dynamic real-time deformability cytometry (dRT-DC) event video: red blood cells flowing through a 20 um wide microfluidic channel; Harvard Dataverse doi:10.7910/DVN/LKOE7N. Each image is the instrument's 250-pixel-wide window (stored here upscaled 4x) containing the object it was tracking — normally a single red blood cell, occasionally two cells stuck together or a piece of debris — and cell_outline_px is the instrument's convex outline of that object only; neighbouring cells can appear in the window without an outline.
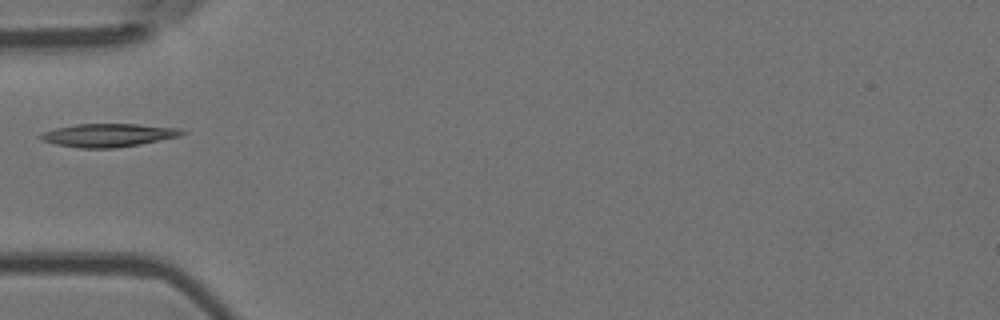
{"species": "Egyptian fruit bat (a non-hibernating species)", "species_latin": "Rousettus aegyptiacus", "temperature_condition": "room temperature", "stored_images_in_passage": 7, "camera_frame_rate_fps": 3000, "um_per_image_px": 0.085, "animal": {"sex": "female"}, "frame": {"image": 1, "passage_image": 5, "time_ms": 1.333, "image_size_px": [1000, 320], "cell_outline_px": [[184, 132], [180, 136], [140, 144], [116, 148], [80, 148], [56, 144], [40, 140], [36, 136], [44, 132], [56, 128], [76, 124], [136, 124], [180, 128]], "centroid_in_image_um": [9.16, 11.49], "position_along_channel_um": 75.8, "area_um2": 19.07}}
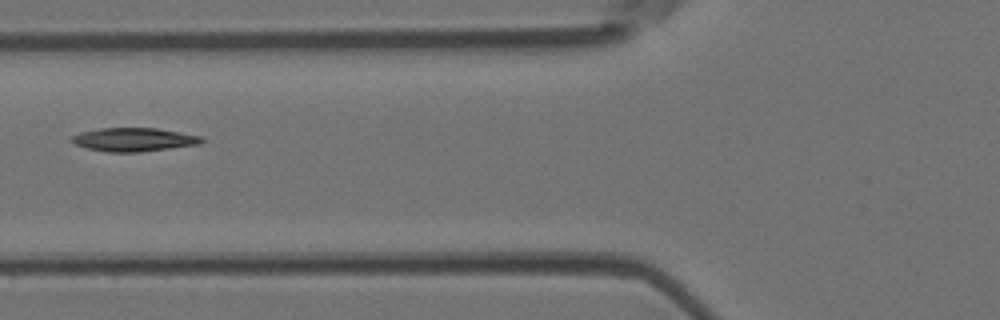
{"frame": {"image": 2, "passage_image": 6, "time_ms": 1.667, "image_size_px": [1000, 320], "cell_outline_px": [[204, 140], [200, 144], [140, 152], [108, 152], [88, 148], [76, 144], [72, 140], [72, 136], [80, 132], [100, 128], [156, 128], [200, 136]], "centroid_in_image_um": [11.38, 11.86], "position_along_channel_um": 114.4, "area_um2": 17.57}}
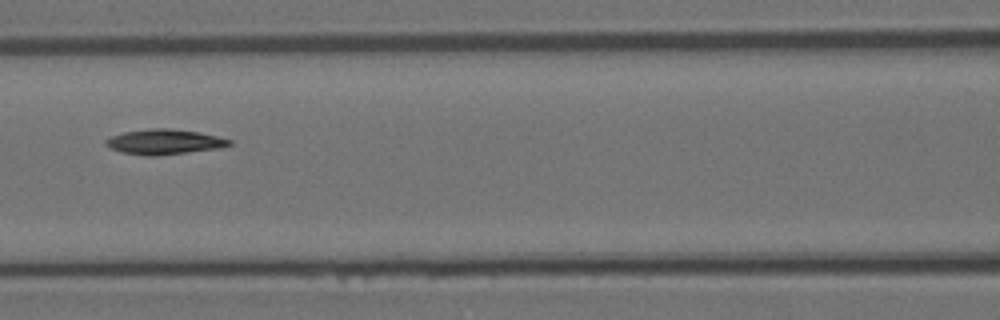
{"frame": {"image": 3, "passage_image": 7, "time_ms": 2.0, "image_size_px": [1000, 320], "cell_outline_px": [[232, 144], [220, 148], [156, 156], [148, 156], [120, 152], [104, 144], [104, 140], [108, 136], [124, 132], [152, 128], [168, 128], [196, 132], [216, 136], [232, 140]], "centroid_in_image_um": [13.92, 12.06], "position_along_channel_um": 152.7, "area_um2": 18.03}}